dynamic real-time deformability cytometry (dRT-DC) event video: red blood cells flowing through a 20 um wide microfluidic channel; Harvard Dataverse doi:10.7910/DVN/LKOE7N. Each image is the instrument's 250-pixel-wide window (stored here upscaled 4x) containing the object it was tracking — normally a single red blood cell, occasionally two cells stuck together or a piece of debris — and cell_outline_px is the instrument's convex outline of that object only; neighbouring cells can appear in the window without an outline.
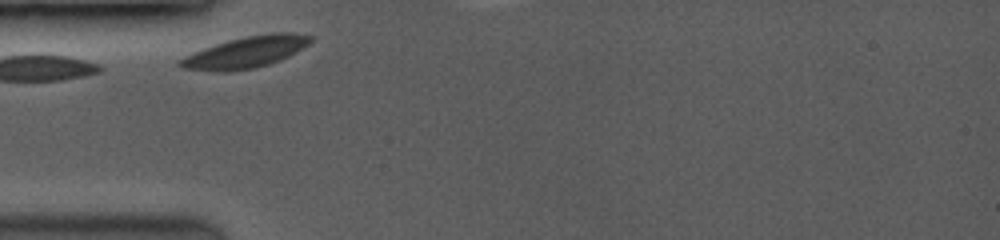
{"species": "common noctule bat (a hibernating species)", "species_latin": "Nyctalus noctula", "temperature_condition": "room temperature", "stored_images_in_passage": 3, "camera_frame_rate_fps": 3500, "um_per_image_px": 0.085, "animal": {"sex": "female", "body_mass_g": 19.0, "forearm_length_mm": 53.3}, "frame": {"image": 1, "passage_image": 1, "time_ms": 0.0, "image_size_px": [1000, 240], "cell_outline_px": [[312, 40], [308, 44], [296, 52], [280, 60], [268, 64], [252, 68], [228, 72], [212, 72], [184, 68], [176, 64], [176, 60], [192, 52], [228, 40], [244, 36], [272, 32], [292, 32], [312, 36]], "centroid_in_image_um": [20.84, 4.44], "position_along_channel_um": 64.2, "area_um2": 24.04}}